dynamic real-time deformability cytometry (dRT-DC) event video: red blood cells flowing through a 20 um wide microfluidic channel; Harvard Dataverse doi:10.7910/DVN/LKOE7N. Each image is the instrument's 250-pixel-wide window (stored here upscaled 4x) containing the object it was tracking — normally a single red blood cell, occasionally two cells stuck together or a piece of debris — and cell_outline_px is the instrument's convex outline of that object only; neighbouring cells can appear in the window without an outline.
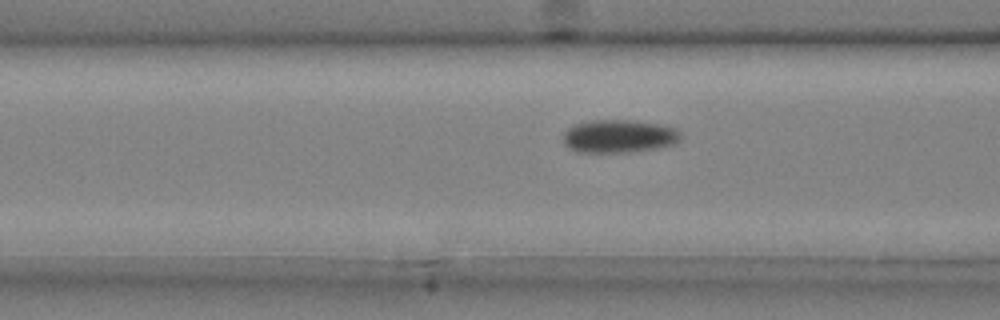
{"species": "common noctule bat (a hibernating species)", "species_latin": "Nyctalus noctula", "temperature_condition": "cold", "stored_images_in_passage": 45, "camera_frame_rate_fps": 3000, "um_per_image_px": 0.085, "animal": {"sex": "male", "body_mass_g": 20.4}, "frame": {"image": 1, "passage_image": 19, "time_ms": 6.0, "image_size_px": [1000, 320], "cell_outline_px": [[680, 140], [676, 144], [660, 148], [628, 152], [576, 152], [568, 148], [564, 144], [564, 132], [568, 128], [576, 124], [588, 120], [632, 120], [660, 124], [676, 128], [680, 132]], "centroid_in_image_um": [52.63, 11.58], "position_along_channel_um": 114.0, "area_um2": 22.89}}
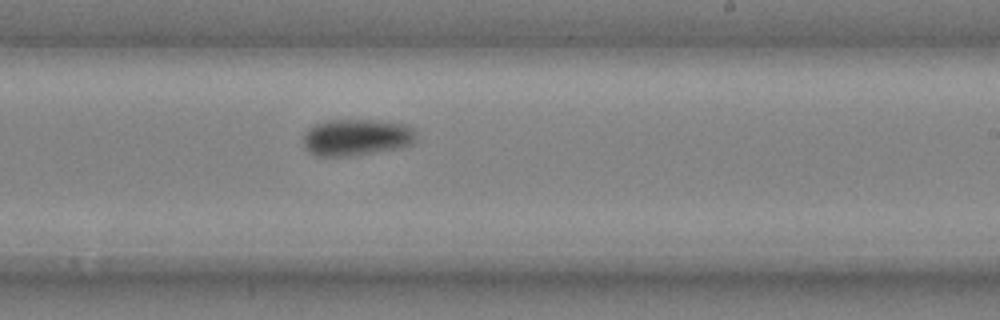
{"frame": {"image": 2, "passage_image": 30, "time_ms": 9.667, "image_size_px": [1000, 320], "cell_outline_px": [[416, 140], [412, 144], [404, 148], [348, 156], [316, 156], [308, 152], [304, 148], [304, 136], [308, 128], [324, 120], [376, 120], [408, 124], [416, 128]], "centroid_in_image_um": [30.36, 11.67], "position_along_channel_um": 258.6, "area_um2": 24.62}}
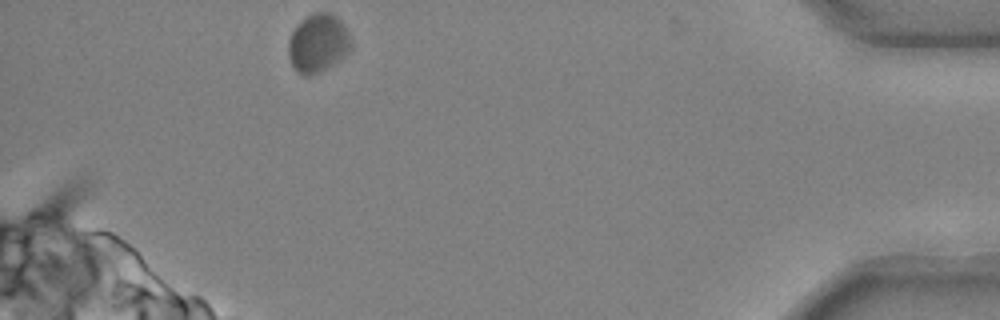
{"frame": {"image": 3, "passage_image": 45, "time_ms": 14.667, "image_size_px": [1000, 320], "cell_outline_px": [[352, 48], [344, 56], [332, 64], [308, 76], [304, 76], [292, 64], [288, 56], [288, 40], [296, 24], [300, 20], [316, 12], [328, 12], [336, 16], [344, 24], [352, 40]], "centroid_in_image_um": [27.04, 3.63], "position_along_channel_um": 408.2, "area_um2": 21.15}, "authors_computed_cell_mechanics": {"area_um2": 22.3108, "velocity_mm_per_s": 3.9519, "shape_relaxation_time_tau1_ms": 4.263, "shape_relaxation_time_tau2_ms": null, "deformation_change_tau1": 0.0761, "deformation_change_tau2": null}}